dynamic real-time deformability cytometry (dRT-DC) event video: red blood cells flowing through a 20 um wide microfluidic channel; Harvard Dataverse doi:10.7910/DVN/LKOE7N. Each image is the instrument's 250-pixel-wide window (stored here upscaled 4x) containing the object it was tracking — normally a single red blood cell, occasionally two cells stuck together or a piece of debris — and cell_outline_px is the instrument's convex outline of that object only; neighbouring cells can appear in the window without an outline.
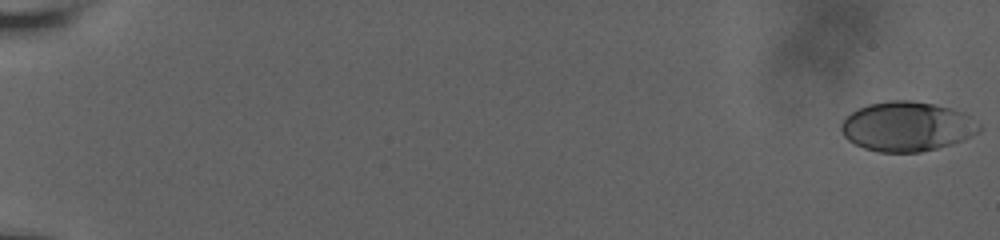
{"species": "human", "species_latin": "Homo sapiens", "temperature_condition": "room temperature", "stored_images_in_passage": 61, "camera_frame_rate_fps": 3000, "um_per_image_px": 0.085, "donor": {"sex": "male"}, "frame": {"image": 1, "passage_image": 1, "time_ms": 0.0, "image_size_px": [1000, 240], "cell_outline_px": [[984, 128], [980, 132], [964, 140], [952, 144], [920, 152], [880, 152], [864, 148], [848, 140], [844, 136], [840, 128], [840, 124], [852, 112], [868, 104], [888, 100], [912, 100], [936, 104], [952, 108], [964, 112], [980, 124]], "centroid_in_image_um": [77.14, 10.74], "position_along_channel_um": 7.9, "area_um2": 40.17}}
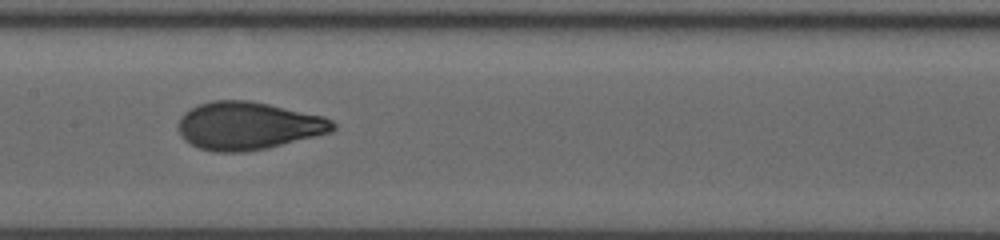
{"frame": {"image": 2, "passage_image": 34, "time_ms": 11.0, "image_size_px": [1000, 240], "cell_outline_px": [[336, 128], [332, 132], [268, 148], [244, 152], [216, 152], [200, 148], [184, 140], [180, 132], [180, 116], [184, 112], [200, 104], [212, 100], [248, 100], [268, 104], [324, 116], [332, 120], [336, 124]], "centroid_in_image_um": [21.12, 10.69], "position_along_channel_um": 186.3, "area_um2": 42.95}}
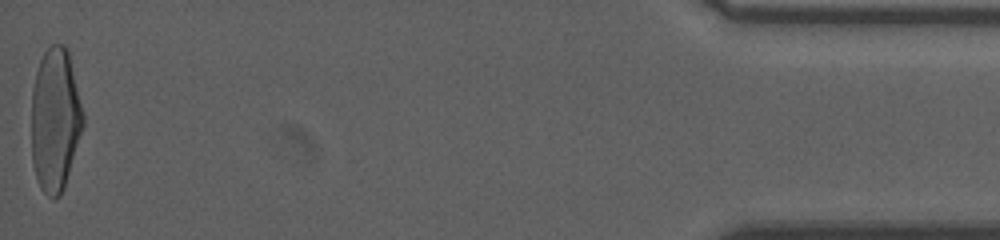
{"frame": {"image": 3, "passage_image": 61, "time_ms": 20.0, "image_size_px": [1000, 240], "cell_outline_px": [[84, 124], [64, 188], [60, 196], [52, 200], [40, 188], [32, 164], [32, 88], [36, 72], [40, 60], [44, 52], [52, 44], [64, 44], [68, 52], [84, 116]], "centroid_in_image_um": [4.68, 10.21], "position_along_channel_um": 430.5, "area_um2": 43.0}, "authors_computed_cell_mechanics": {"area_um2": 41.616, "velocity_mm_per_s": 3.6493, "shape_relaxation_time_tau1_ms": 4.3171, "shape_relaxation_time_tau2_ms": 0.7793, "deformation_change_tau1": 0.1907, "deformation_change_tau2": 0.0586}}